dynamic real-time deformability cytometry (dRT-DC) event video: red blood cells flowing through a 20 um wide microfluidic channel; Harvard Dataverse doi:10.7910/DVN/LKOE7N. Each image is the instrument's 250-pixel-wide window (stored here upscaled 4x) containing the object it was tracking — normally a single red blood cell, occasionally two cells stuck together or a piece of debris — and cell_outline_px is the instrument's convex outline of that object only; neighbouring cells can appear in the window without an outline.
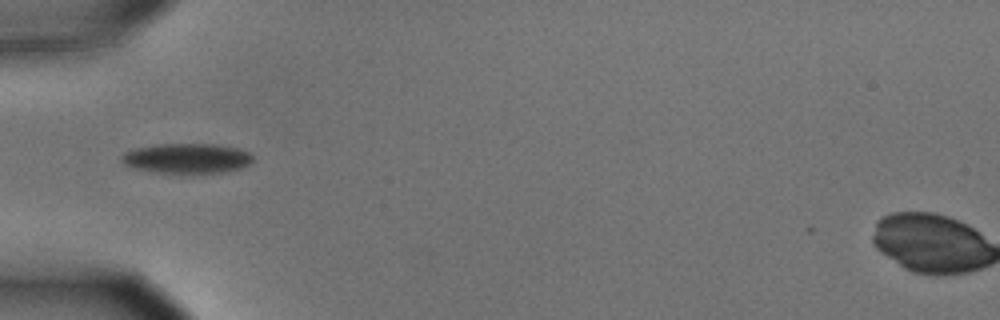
{"species": "common noctule bat (a hibernating species)", "species_latin": "Nyctalus noctula", "temperature_condition": "cold", "stored_images_in_passage": 3, "camera_frame_rate_fps": 3000, "um_per_image_px": 0.085, "animal": {"sex": "male", "body_mass_g": 15.6}, "frame": {"image": 1, "passage_image": 1, "time_ms": 0.0, "image_size_px": [1000, 320], "cell_outline_px": [[252, 160], [248, 164], [240, 168], [224, 172], [160, 172], [136, 168], [124, 164], [120, 160], [120, 156], [124, 152], [136, 148], [156, 144], [216, 144], [236, 148], [248, 152], [252, 156]], "centroid_in_image_um": [15.86, 13.44], "position_along_channel_um": 69.1, "area_um2": 22.48}}